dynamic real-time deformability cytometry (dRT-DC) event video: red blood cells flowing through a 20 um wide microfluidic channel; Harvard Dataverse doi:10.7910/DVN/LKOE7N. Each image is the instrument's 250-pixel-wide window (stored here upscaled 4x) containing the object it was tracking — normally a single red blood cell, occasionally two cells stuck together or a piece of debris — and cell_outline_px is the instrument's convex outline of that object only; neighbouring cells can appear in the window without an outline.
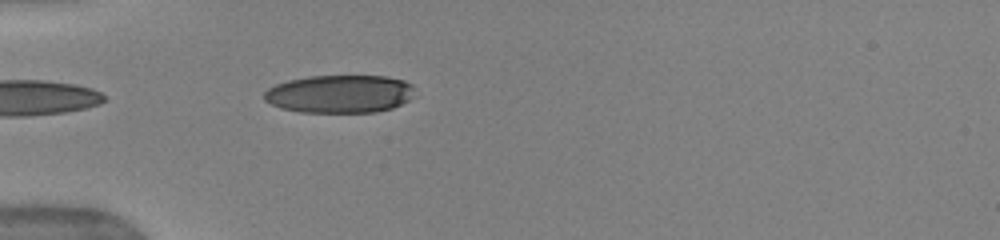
{"species": "human", "species_latin": "Homo sapiens", "temperature_condition": "warm", "stored_images_in_passage": 23, "camera_frame_rate_fps": 3000, "um_per_image_px": 0.085, "donor": {"sex": "female"}, "frame": {"image": 1, "passage_image": 1, "time_ms": 0.0, "image_size_px": [1000, 240], "cell_outline_px": [[416, 96], [392, 108], [376, 112], [300, 112], [280, 108], [264, 100], [264, 92], [268, 88], [276, 84], [288, 80], [308, 76], [388, 76], [404, 80], [412, 84]], "centroid_in_image_um": [28.9, 7.98], "position_along_channel_um": 56.1, "area_um2": 33.58}}